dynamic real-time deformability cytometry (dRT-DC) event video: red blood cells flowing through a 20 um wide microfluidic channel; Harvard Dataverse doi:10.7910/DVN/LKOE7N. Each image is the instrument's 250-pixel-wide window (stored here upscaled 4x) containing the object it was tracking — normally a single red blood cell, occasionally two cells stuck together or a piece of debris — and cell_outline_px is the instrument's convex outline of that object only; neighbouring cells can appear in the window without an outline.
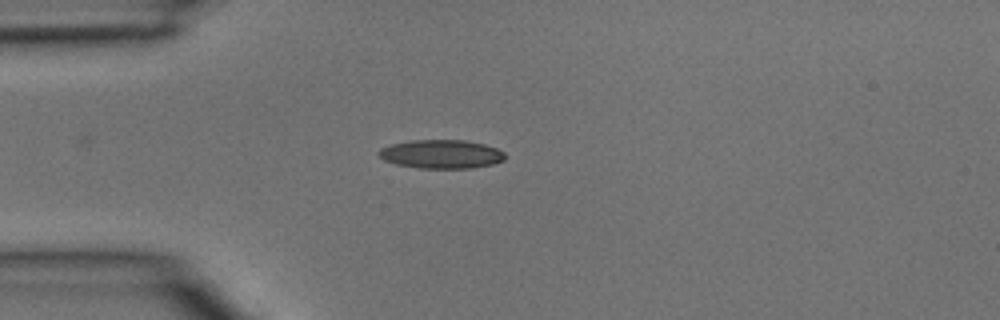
{"species": "common noctule bat (a hibernating species)", "species_latin": "Nyctalus noctula", "temperature_condition": "room temperature", "stored_images_in_passage": 4, "camera_frame_rate_fps": 3000, "um_per_image_px": 0.085, "animal": {"sex": "male", "body_mass_g": 15.6}, "frame": {"image": 1, "passage_image": 4, "time_ms": 1.0, "image_size_px": [1000, 320], "cell_outline_px": [[504, 160], [492, 164], [472, 168], [416, 168], [396, 164], [384, 160], [376, 152], [380, 148], [388, 144], [408, 140], [464, 140], [484, 144], [496, 148], [504, 152]], "centroid_in_image_um": [37.46, 13.09], "position_along_channel_um": 47.5, "area_um2": 21.27}}